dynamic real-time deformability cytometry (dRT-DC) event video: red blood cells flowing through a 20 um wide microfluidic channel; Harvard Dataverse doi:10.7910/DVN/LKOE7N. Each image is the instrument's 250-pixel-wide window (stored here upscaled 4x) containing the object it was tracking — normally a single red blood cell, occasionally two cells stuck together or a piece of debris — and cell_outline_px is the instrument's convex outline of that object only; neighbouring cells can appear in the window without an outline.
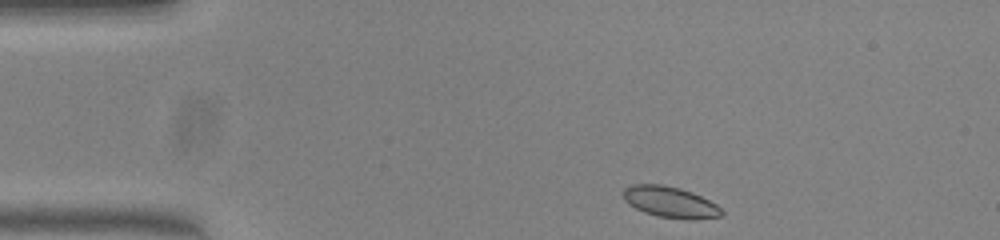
{"species": "common noctule bat (a hibernating species)", "species_latin": "Nyctalus noctula", "temperature_condition": "warm", "stored_images_in_passage": 44, "camera_frame_rate_fps": 3000, "um_per_image_px": 0.085, "animal": {"sex": "female", "body_mass_g": 23.0, "forearm_length_mm": 53.4}, "frame": {"image": 1, "passage_image": 1, "time_ms": 0.0, "image_size_px": [1000, 240], "cell_outline_px": [[724, 212], [720, 216], [692, 220], [688, 220], [660, 216], [644, 212], [628, 204], [624, 200], [624, 188], [632, 184], [660, 184], [680, 188], [692, 192], [716, 204]], "centroid_in_image_um": [56.96, 17.17], "position_along_channel_um": 28.0, "area_um2": 17.69}}
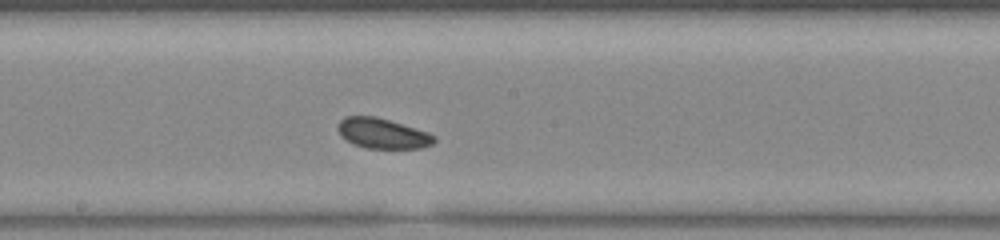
{"frame": {"image": 2, "passage_image": 20, "time_ms": 6.333, "image_size_px": [1000, 240], "cell_outline_px": [[436, 140], [432, 144], [420, 148], [364, 148], [352, 144], [340, 136], [336, 128], [336, 124], [344, 116], [376, 116], [428, 132], [436, 136]], "centroid_in_image_um": [32.46, 11.34], "position_along_channel_um": 215.7, "area_um2": 17.17}}
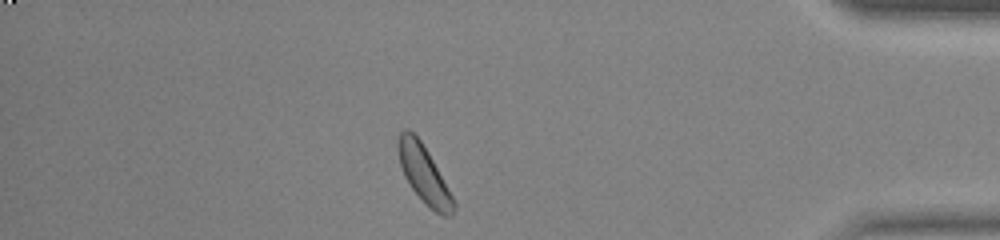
{"frame": {"image": 3, "passage_image": 37, "time_ms": 12.0, "image_size_px": [1000, 240], "cell_outline_px": [[456, 208], [452, 216], [444, 216], [436, 212], [412, 188], [404, 176], [400, 164], [396, 144], [400, 132], [404, 128], [408, 128], [420, 140], [428, 152], [452, 196], [456, 204]], "centroid_in_image_um": [36.02, 14.77], "position_along_channel_um": 399.2, "area_um2": 18.09}, "authors_computed_cell_mechanics": {"area_um2": 17.5134, "velocity_mm_per_s": 3.9324, "shape_relaxation_time_tau1_ms": null, "shape_relaxation_time_tau2_ms": 8.8946, "deformation_change_tau1": null, "deformation_change_tau2": 0.1429}}